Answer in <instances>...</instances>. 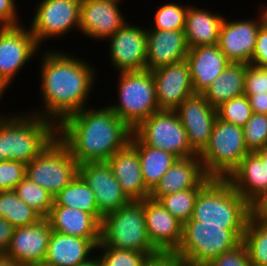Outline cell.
Listing matches in <instances>:
<instances>
[{
	"instance_id": "34",
	"label": "cell",
	"mask_w": 267,
	"mask_h": 266,
	"mask_svg": "<svg viewBox=\"0 0 267 266\" xmlns=\"http://www.w3.org/2000/svg\"><path fill=\"white\" fill-rule=\"evenodd\" d=\"M17 196L42 218H46L53 205V196L37 183L24 177L14 188Z\"/></svg>"
},
{
	"instance_id": "6",
	"label": "cell",
	"mask_w": 267,
	"mask_h": 266,
	"mask_svg": "<svg viewBox=\"0 0 267 266\" xmlns=\"http://www.w3.org/2000/svg\"><path fill=\"white\" fill-rule=\"evenodd\" d=\"M100 242L119 250L157 254L150 242L144 213V200H132L124 207L103 217Z\"/></svg>"
},
{
	"instance_id": "18",
	"label": "cell",
	"mask_w": 267,
	"mask_h": 266,
	"mask_svg": "<svg viewBox=\"0 0 267 266\" xmlns=\"http://www.w3.org/2000/svg\"><path fill=\"white\" fill-rule=\"evenodd\" d=\"M151 72L160 110L174 111L184 100L195 94L186 60L161 66Z\"/></svg>"
},
{
	"instance_id": "14",
	"label": "cell",
	"mask_w": 267,
	"mask_h": 266,
	"mask_svg": "<svg viewBox=\"0 0 267 266\" xmlns=\"http://www.w3.org/2000/svg\"><path fill=\"white\" fill-rule=\"evenodd\" d=\"M259 12L257 19L229 21L224 18L218 46L231 63L251 64L258 32L264 24L263 14Z\"/></svg>"
},
{
	"instance_id": "2",
	"label": "cell",
	"mask_w": 267,
	"mask_h": 266,
	"mask_svg": "<svg viewBox=\"0 0 267 266\" xmlns=\"http://www.w3.org/2000/svg\"><path fill=\"white\" fill-rule=\"evenodd\" d=\"M83 108L57 125V138L79 165L106 162L130 143L133 130L108 106Z\"/></svg>"
},
{
	"instance_id": "51",
	"label": "cell",
	"mask_w": 267,
	"mask_h": 266,
	"mask_svg": "<svg viewBox=\"0 0 267 266\" xmlns=\"http://www.w3.org/2000/svg\"><path fill=\"white\" fill-rule=\"evenodd\" d=\"M255 153L260 157L263 165L266 166V170H267V147L257 150L255 151Z\"/></svg>"
},
{
	"instance_id": "39",
	"label": "cell",
	"mask_w": 267,
	"mask_h": 266,
	"mask_svg": "<svg viewBox=\"0 0 267 266\" xmlns=\"http://www.w3.org/2000/svg\"><path fill=\"white\" fill-rule=\"evenodd\" d=\"M245 144L250 152L267 147V115L253 113L243 127Z\"/></svg>"
},
{
	"instance_id": "23",
	"label": "cell",
	"mask_w": 267,
	"mask_h": 266,
	"mask_svg": "<svg viewBox=\"0 0 267 266\" xmlns=\"http://www.w3.org/2000/svg\"><path fill=\"white\" fill-rule=\"evenodd\" d=\"M188 50L184 30H147L146 70L186 60Z\"/></svg>"
},
{
	"instance_id": "47",
	"label": "cell",
	"mask_w": 267,
	"mask_h": 266,
	"mask_svg": "<svg viewBox=\"0 0 267 266\" xmlns=\"http://www.w3.org/2000/svg\"><path fill=\"white\" fill-rule=\"evenodd\" d=\"M248 97L253 113L267 115V92L264 94H244Z\"/></svg>"
},
{
	"instance_id": "8",
	"label": "cell",
	"mask_w": 267,
	"mask_h": 266,
	"mask_svg": "<svg viewBox=\"0 0 267 266\" xmlns=\"http://www.w3.org/2000/svg\"><path fill=\"white\" fill-rule=\"evenodd\" d=\"M248 153L243 128L217 117L209 142L198 156L209 177L227 178Z\"/></svg>"
},
{
	"instance_id": "28",
	"label": "cell",
	"mask_w": 267,
	"mask_h": 266,
	"mask_svg": "<svg viewBox=\"0 0 267 266\" xmlns=\"http://www.w3.org/2000/svg\"><path fill=\"white\" fill-rule=\"evenodd\" d=\"M58 233L86 239H100L101 224L91 215L76 208L52 206L46 217Z\"/></svg>"
},
{
	"instance_id": "56",
	"label": "cell",
	"mask_w": 267,
	"mask_h": 266,
	"mask_svg": "<svg viewBox=\"0 0 267 266\" xmlns=\"http://www.w3.org/2000/svg\"><path fill=\"white\" fill-rule=\"evenodd\" d=\"M262 69L264 70V72H265L266 75H267V67H262Z\"/></svg>"
},
{
	"instance_id": "29",
	"label": "cell",
	"mask_w": 267,
	"mask_h": 266,
	"mask_svg": "<svg viewBox=\"0 0 267 266\" xmlns=\"http://www.w3.org/2000/svg\"><path fill=\"white\" fill-rule=\"evenodd\" d=\"M247 66L245 63H230L202 93L213 108L217 109L226 101L244 95Z\"/></svg>"
},
{
	"instance_id": "31",
	"label": "cell",
	"mask_w": 267,
	"mask_h": 266,
	"mask_svg": "<svg viewBox=\"0 0 267 266\" xmlns=\"http://www.w3.org/2000/svg\"><path fill=\"white\" fill-rule=\"evenodd\" d=\"M52 206H64L79 209L91 214L100 224L103 219L98 212L93 191L79 174L53 197Z\"/></svg>"
},
{
	"instance_id": "38",
	"label": "cell",
	"mask_w": 267,
	"mask_h": 266,
	"mask_svg": "<svg viewBox=\"0 0 267 266\" xmlns=\"http://www.w3.org/2000/svg\"><path fill=\"white\" fill-rule=\"evenodd\" d=\"M217 117L227 123L243 128L253 111L246 95L232 98L217 109Z\"/></svg>"
},
{
	"instance_id": "41",
	"label": "cell",
	"mask_w": 267,
	"mask_h": 266,
	"mask_svg": "<svg viewBox=\"0 0 267 266\" xmlns=\"http://www.w3.org/2000/svg\"><path fill=\"white\" fill-rule=\"evenodd\" d=\"M206 266H253L248 251L242 242L232 250L223 252Z\"/></svg>"
},
{
	"instance_id": "25",
	"label": "cell",
	"mask_w": 267,
	"mask_h": 266,
	"mask_svg": "<svg viewBox=\"0 0 267 266\" xmlns=\"http://www.w3.org/2000/svg\"><path fill=\"white\" fill-rule=\"evenodd\" d=\"M106 162L131 201L149 198L150 191L144 184L138 152L130 143Z\"/></svg>"
},
{
	"instance_id": "10",
	"label": "cell",
	"mask_w": 267,
	"mask_h": 266,
	"mask_svg": "<svg viewBox=\"0 0 267 266\" xmlns=\"http://www.w3.org/2000/svg\"><path fill=\"white\" fill-rule=\"evenodd\" d=\"M133 134L144 145L170 152L178 158L197 155L191 149L186 130L175 111L153 113L133 130Z\"/></svg>"
},
{
	"instance_id": "40",
	"label": "cell",
	"mask_w": 267,
	"mask_h": 266,
	"mask_svg": "<svg viewBox=\"0 0 267 266\" xmlns=\"http://www.w3.org/2000/svg\"><path fill=\"white\" fill-rule=\"evenodd\" d=\"M25 176V163L14 160L0 162V192L14 190Z\"/></svg>"
},
{
	"instance_id": "13",
	"label": "cell",
	"mask_w": 267,
	"mask_h": 266,
	"mask_svg": "<svg viewBox=\"0 0 267 266\" xmlns=\"http://www.w3.org/2000/svg\"><path fill=\"white\" fill-rule=\"evenodd\" d=\"M110 65L117 72L146 70L147 30L126 22L107 39Z\"/></svg>"
},
{
	"instance_id": "27",
	"label": "cell",
	"mask_w": 267,
	"mask_h": 266,
	"mask_svg": "<svg viewBox=\"0 0 267 266\" xmlns=\"http://www.w3.org/2000/svg\"><path fill=\"white\" fill-rule=\"evenodd\" d=\"M224 18L222 13L217 14L190 4L184 27L188 48L218 44Z\"/></svg>"
},
{
	"instance_id": "37",
	"label": "cell",
	"mask_w": 267,
	"mask_h": 266,
	"mask_svg": "<svg viewBox=\"0 0 267 266\" xmlns=\"http://www.w3.org/2000/svg\"><path fill=\"white\" fill-rule=\"evenodd\" d=\"M96 250L100 251V255H97L102 266H144L150 256L156 255L129 250H119L105 246L101 242L97 245Z\"/></svg>"
},
{
	"instance_id": "46",
	"label": "cell",
	"mask_w": 267,
	"mask_h": 266,
	"mask_svg": "<svg viewBox=\"0 0 267 266\" xmlns=\"http://www.w3.org/2000/svg\"><path fill=\"white\" fill-rule=\"evenodd\" d=\"M14 227L0 217V253H5L9 247Z\"/></svg>"
},
{
	"instance_id": "54",
	"label": "cell",
	"mask_w": 267,
	"mask_h": 266,
	"mask_svg": "<svg viewBox=\"0 0 267 266\" xmlns=\"http://www.w3.org/2000/svg\"><path fill=\"white\" fill-rule=\"evenodd\" d=\"M261 5V7H259L260 8V10H261V12H262V14H263V18H264V24H266L267 25V6L266 5H262V4H260Z\"/></svg>"
},
{
	"instance_id": "36",
	"label": "cell",
	"mask_w": 267,
	"mask_h": 266,
	"mask_svg": "<svg viewBox=\"0 0 267 266\" xmlns=\"http://www.w3.org/2000/svg\"><path fill=\"white\" fill-rule=\"evenodd\" d=\"M202 188L186 189L162 196L158 201L182 224L193 214L196 198Z\"/></svg>"
},
{
	"instance_id": "35",
	"label": "cell",
	"mask_w": 267,
	"mask_h": 266,
	"mask_svg": "<svg viewBox=\"0 0 267 266\" xmlns=\"http://www.w3.org/2000/svg\"><path fill=\"white\" fill-rule=\"evenodd\" d=\"M188 6L174 1L160 5L154 13L153 27L146 30H184Z\"/></svg>"
},
{
	"instance_id": "4",
	"label": "cell",
	"mask_w": 267,
	"mask_h": 266,
	"mask_svg": "<svg viewBox=\"0 0 267 266\" xmlns=\"http://www.w3.org/2000/svg\"><path fill=\"white\" fill-rule=\"evenodd\" d=\"M21 113V114H20ZM19 111L2 118V147L5 160L28 164L56 137L57 125L38 115Z\"/></svg>"
},
{
	"instance_id": "42",
	"label": "cell",
	"mask_w": 267,
	"mask_h": 266,
	"mask_svg": "<svg viewBox=\"0 0 267 266\" xmlns=\"http://www.w3.org/2000/svg\"><path fill=\"white\" fill-rule=\"evenodd\" d=\"M267 92V75L260 67L248 64L245 74L244 94Z\"/></svg>"
},
{
	"instance_id": "30",
	"label": "cell",
	"mask_w": 267,
	"mask_h": 266,
	"mask_svg": "<svg viewBox=\"0 0 267 266\" xmlns=\"http://www.w3.org/2000/svg\"><path fill=\"white\" fill-rule=\"evenodd\" d=\"M130 144L138 152L144 184L151 192L178 157L162 149L144 145L134 134L131 136Z\"/></svg>"
},
{
	"instance_id": "33",
	"label": "cell",
	"mask_w": 267,
	"mask_h": 266,
	"mask_svg": "<svg viewBox=\"0 0 267 266\" xmlns=\"http://www.w3.org/2000/svg\"><path fill=\"white\" fill-rule=\"evenodd\" d=\"M243 243L253 266L267 264V224L254 213L247 223Z\"/></svg>"
},
{
	"instance_id": "9",
	"label": "cell",
	"mask_w": 267,
	"mask_h": 266,
	"mask_svg": "<svg viewBox=\"0 0 267 266\" xmlns=\"http://www.w3.org/2000/svg\"><path fill=\"white\" fill-rule=\"evenodd\" d=\"M78 165L68 148L56 137L26 164V177L54 197L78 175Z\"/></svg>"
},
{
	"instance_id": "43",
	"label": "cell",
	"mask_w": 267,
	"mask_h": 266,
	"mask_svg": "<svg viewBox=\"0 0 267 266\" xmlns=\"http://www.w3.org/2000/svg\"><path fill=\"white\" fill-rule=\"evenodd\" d=\"M251 64L257 67H267V25L263 24L258 32Z\"/></svg>"
},
{
	"instance_id": "19",
	"label": "cell",
	"mask_w": 267,
	"mask_h": 266,
	"mask_svg": "<svg viewBox=\"0 0 267 266\" xmlns=\"http://www.w3.org/2000/svg\"><path fill=\"white\" fill-rule=\"evenodd\" d=\"M51 231L46 218L31 226L16 227L5 254L21 266L43 262Z\"/></svg>"
},
{
	"instance_id": "1",
	"label": "cell",
	"mask_w": 267,
	"mask_h": 266,
	"mask_svg": "<svg viewBox=\"0 0 267 266\" xmlns=\"http://www.w3.org/2000/svg\"><path fill=\"white\" fill-rule=\"evenodd\" d=\"M43 51L45 53L39 56L42 57L39 80L43 105L29 113L58 125L69 115L89 107L86 104L96 82V68L69 52L56 49Z\"/></svg>"
},
{
	"instance_id": "7",
	"label": "cell",
	"mask_w": 267,
	"mask_h": 266,
	"mask_svg": "<svg viewBox=\"0 0 267 266\" xmlns=\"http://www.w3.org/2000/svg\"><path fill=\"white\" fill-rule=\"evenodd\" d=\"M119 98L108 107L132 130L153 113L160 111L156 85L149 70L118 72Z\"/></svg>"
},
{
	"instance_id": "21",
	"label": "cell",
	"mask_w": 267,
	"mask_h": 266,
	"mask_svg": "<svg viewBox=\"0 0 267 266\" xmlns=\"http://www.w3.org/2000/svg\"><path fill=\"white\" fill-rule=\"evenodd\" d=\"M211 179L212 177L205 173L198 155L178 158L150 192L149 198L158 201L162 196L174 192L203 188Z\"/></svg>"
},
{
	"instance_id": "55",
	"label": "cell",
	"mask_w": 267,
	"mask_h": 266,
	"mask_svg": "<svg viewBox=\"0 0 267 266\" xmlns=\"http://www.w3.org/2000/svg\"><path fill=\"white\" fill-rule=\"evenodd\" d=\"M27 266H54V265L48 264V263L43 261V262L33 263V264H30Z\"/></svg>"
},
{
	"instance_id": "26",
	"label": "cell",
	"mask_w": 267,
	"mask_h": 266,
	"mask_svg": "<svg viewBox=\"0 0 267 266\" xmlns=\"http://www.w3.org/2000/svg\"><path fill=\"white\" fill-rule=\"evenodd\" d=\"M99 243L100 239L79 238L52 230L44 262L54 266H78L94 256Z\"/></svg>"
},
{
	"instance_id": "48",
	"label": "cell",
	"mask_w": 267,
	"mask_h": 266,
	"mask_svg": "<svg viewBox=\"0 0 267 266\" xmlns=\"http://www.w3.org/2000/svg\"><path fill=\"white\" fill-rule=\"evenodd\" d=\"M253 213L267 224V196L253 207Z\"/></svg>"
},
{
	"instance_id": "49",
	"label": "cell",
	"mask_w": 267,
	"mask_h": 266,
	"mask_svg": "<svg viewBox=\"0 0 267 266\" xmlns=\"http://www.w3.org/2000/svg\"><path fill=\"white\" fill-rule=\"evenodd\" d=\"M0 266H21L5 253H0Z\"/></svg>"
},
{
	"instance_id": "17",
	"label": "cell",
	"mask_w": 267,
	"mask_h": 266,
	"mask_svg": "<svg viewBox=\"0 0 267 266\" xmlns=\"http://www.w3.org/2000/svg\"><path fill=\"white\" fill-rule=\"evenodd\" d=\"M120 1L81 0L79 32L106 41L128 21L122 15Z\"/></svg>"
},
{
	"instance_id": "11",
	"label": "cell",
	"mask_w": 267,
	"mask_h": 266,
	"mask_svg": "<svg viewBox=\"0 0 267 266\" xmlns=\"http://www.w3.org/2000/svg\"><path fill=\"white\" fill-rule=\"evenodd\" d=\"M39 2L29 29L40 47L47 39L62 37L75 28L79 30L81 0Z\"/></svg>"
},
{
	"instance_id": "32",
	"label": "cell",
	"mask_w": 267,
	"mask_h": 266,
	"mask_svg": "<svg viewBox=\"0 0 267 266\" xmlns=\"http://www.w3.org/2000/svg\"><path fill=\"white\" fill-rule=\"evenodd\" d=\"M0 217L14 228L31 226L43 219L22 201L14 190L0 192Z\"/></svg>"
},
{
	"instance_id": "5",
	"label": "cell",
	"mask_w": 267,
	"mask_h": 266,
	"mask_svg": "<svg viewBox=\"0 0 267 266\" xmlns=\"http://www.w3.org/2000/svg\"><path fill=\"white\" fill-rule=\"evenodd\" d=\"M245 230H231L223 226L199 225L190 218L183 224L182 240L175 253L186 266H206L223 252L243 242Z\"/></svg>"
},
{
	"instance_id": "12",
	"label": "cell",
	"mask_w": 267,
	"mask_h": 266,
	"mask_svg": "<svg viewBox=\"0 0 267 266\" xmlns=\"http://www.w3.org/2000/svg\"><path fill=\"white\" fill-rule=\"evenodd\" d=\"M40 51V46L28 27L22 23L0 27V79L8 86L29 60Z\"/></svg>"
},
{
	"instance_id": "50",
	"label": "cell",
	"mask_w": 267,
	"mask_h": 266,
	"mask_svg": "<svg viewBox=\"0 0 267 266\" xmlns=\"http://www.w3.org/2000/svg\"><path fill=\"white\" fill-rule=\"evenodd\" d=\"M78 266H102V265L98 255L95 254L94 257H91L86 262L80 263Z\"/></svg>"
},
{
	"instance_id": "22",
	"label": "cell",
	"mask_w": 267,
	"mask_h": 266,
	"mask_svg": "<svg viewBox=\"0 0 267 266\" xmlns=\"http://www.w3.org/2000/svg\"><path fill=\"white\" fill-rule=\"evenodd\" d=\"M252 206L267 196V170L255 152L248 153L226 178Z\"/></svg>"
},
{
	"instance_id": "52",
	"label": "cell",
	"mask_w": 267,
	"mask_h": 266,
	"mask_svg": "<svg viewBox=\"0 0 267 266\" xmlns=\"http://www.w3.org/2000/svg\"><path fill=\"white\" fill-rule=\"evenodd\" d=\"M8 85L0 79V99L3 98V95L6 90H8ZM6 117V114H1L0 118Z\"/></svg>"
},
{
	"instance_id": "20",
	"label": "cell",
	"mask_w": 267,
	"mask_h": 266,
	"mask_svg": "<svg viewBox=\"0 0 267 266\" xmlns=\"http://www.w3.org/2000/svg\"><path fill=\"white\" fill-rule=\"evenodd\" d=\"M147 235L159 252H175L182 240L183 224L159 201L144 199Z\"/></svg>"
},
{
	"instance_id": "15",
	"label": "cell",
	"mask_w": 267,
	"mask_h": 266,
	"mask_svg": "<svg viewBox=\"0 0 267 266\" xmlns=\"http://www.w3.org/2000/svg\"><path fill=\"white\" fill-rule=\"evenodd\" d=\"M78 174L95 195L102 217L124 207L131 200L122 191L107 162H89L78 165Z\"/></svg>"
},
{
	"instance_id": "53",
	"label": "cell",
	"mask_w": 267,
	"mask_h": 266,
	"mask_svg": "<svg viewBox=\"0 0 267 266\" xmlns=\"http://www.w3.org/2000/svg\"><path fill=\"white\" fill-rule=\"evenodd\" d=\"M4 161V153L2 147V118H0V162Z\"/></svg>"
},
{
	"instance_id": "44",
	"label": "cell",
	"mask_w": 267,
	"mask_h": 266,
	"mask_svg": "<svg viewBox=\"0 0 267 266\" xmlns=\"http://www.w3.org/2000/svg\"><path fill=\"white\" fill-rule=\"evenodd\" d=\"M15 0H0V27L19 25L20 17Z\"/></svg>"
},
{
	"instance_id": "24",
	"label": "cell",
	"mask_w": 267,
	"mask_h": 266,
	"mask_svg": "<svg viewBox=\"0 0 267 266\" xmlns=\"http://www.w3.org/2000/svg\"><path fill=\"white\" fill-rule=\"evenodd\" d=\"M186 61L195 93L202 94L231 63L218 44L188 50Z\"/></svg>"
},
{
	"instance_id": "3",
	"label": "cell",
	"mask_w": 267,
	"mask_h": 266,
	"mask_svg": "<svg viewBox=\"0 0 267 266\" xmlns=\"http://www.w3.org/2000/svg\"><path fill=\"white\" fill-rule=\"evenodd\" d=\"M252 214L253 207L226 178H212L200 190L191 218L199 221V225L246 230Z\"/></svg>"
},
{
	"instance_id": "45",
	"label": "cell",
	"mask_w": 267,
	"mask_h": 266,
	"mask_svg": "<svg viewBox=\"0 0 267 266\" xmlns=\"http://www.w3.org/2000/svg\"><path fill=\"white\" fill-rule=\"evenodd\" d=\"M144 266H186L175 252H159L150 256Z\"/></svg>"
},
{
	"instance_id": "16",
	"label": "cell",
	"mask_w": 267,
	"mask_h": 266,
	"mask_svg": "<svg viewBox=\"0 0 267 266\" xmlns=\"http://www.w3.org/2000/svg\"><path fill=\"white\" fill-rule=\"evenodd\" d=\"M174 111L186 130L191 149L199 155L209 142L217 118V110L202 94L195 93L184 100Z\"/></svg>"
}]
</instances>
